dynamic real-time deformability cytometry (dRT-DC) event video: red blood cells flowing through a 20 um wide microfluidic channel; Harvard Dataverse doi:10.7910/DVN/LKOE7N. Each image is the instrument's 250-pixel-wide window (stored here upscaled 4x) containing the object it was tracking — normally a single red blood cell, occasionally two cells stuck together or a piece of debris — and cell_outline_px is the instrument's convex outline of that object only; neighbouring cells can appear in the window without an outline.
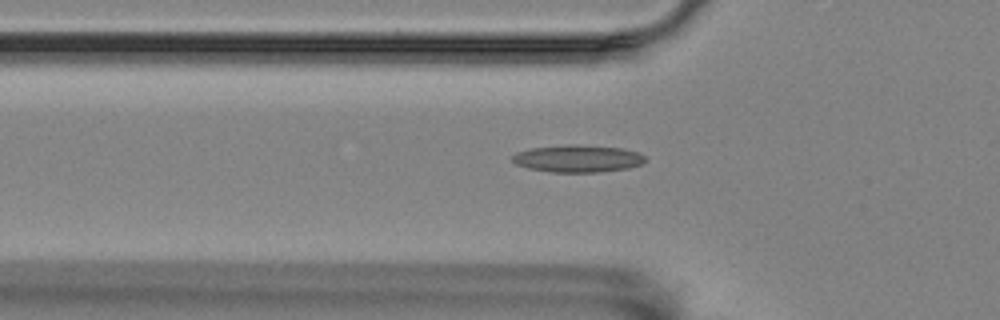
{"species": "Egyptian fruit bat (a non-hibernating species)", "species_latin": "Rousettus aegyptiacus", "temperature_condition": "room temperature", "stored_images_in_passage": 36, "camera_frame_rate_fps": 3000, "um_per_image_px": 0.085, "animal": {"sex": "female"}, "frame": {"image": 1, "passage_image": 3, "time_ms": 0.667, "image_size_px": [1000, 320], "cell_outline_px": [[648, 160], [640, 164], [628, 168], [596, 172], [548, 172], [528, 168], [516, 164], [512, 160], [512, 156], [516, 152], [532, 148], [568, 144], [572, 144], [624, 148], [636, 152], [644, 156]], "centroid_in_image_um": [49.1, 13.48], "position_along_channel_um": 76.7, "area_um2": 21.1}}
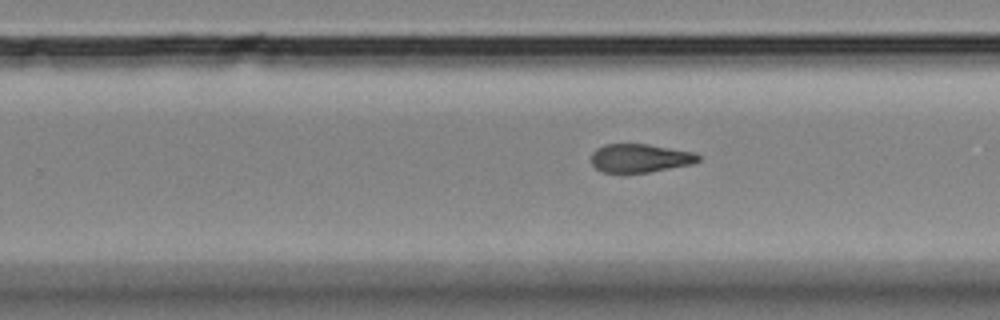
{"frame": {"image": 2, "passage_image": 20, "time_ms": 6.333, "image_size_px": [1000, 320], "cell_outline_px": [[700, 160], [692, 164], [648, 172], [600, 172], [592, 164], [592, 152], [596, 148], [604, 144], [648, 144], [696, 152], [700, 156]], "centroid_in_image_um": [54.41, 13.43], "position_along_channel_um": 275.4, "area_um2": 17.8}}
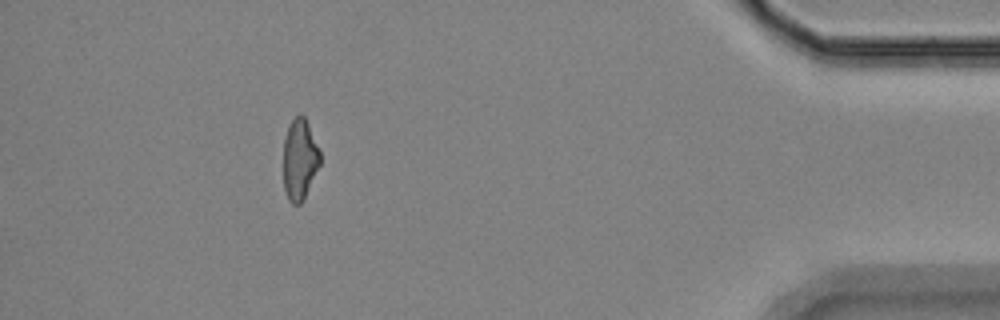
{"frame": {"image": 3, "passage_image": 36, "time_ms": 11.667, "image_size_px": [1000, 320], "cell_outline_px": [[320, 164], [304, 200], [300, 204], [292, 204], [288, 200], [284, 188], [284, 140], [288, 124], [300, 112], [304, 116], [308, 124], [320, 152]], "centroid_in_image_um": [25.47, 13.56], "position_along_channel_um": 409.7, "area_um2": 17.34}, "authors_computed_cell_mechanics": {"area_um2": 18.5538, "velocity_mm_per_s": 3.4851, "shape_relaxation_time_tau1_ms": null, "shape_relaxation_time_tau2_ms": 4.696, "deformation_change_tau1": null, "deformation_change_tau2": 0.1403}}